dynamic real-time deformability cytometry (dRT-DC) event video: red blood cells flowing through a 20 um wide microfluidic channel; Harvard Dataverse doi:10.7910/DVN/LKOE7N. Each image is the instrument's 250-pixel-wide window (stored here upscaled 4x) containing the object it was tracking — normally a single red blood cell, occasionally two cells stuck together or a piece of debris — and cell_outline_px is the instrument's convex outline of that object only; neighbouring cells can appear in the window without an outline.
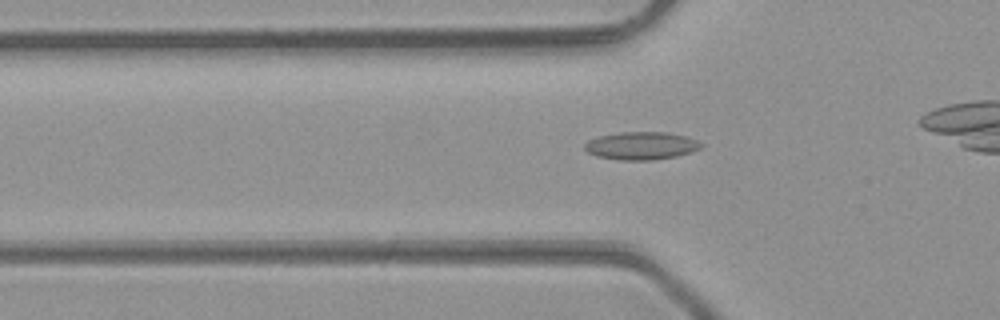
{"species": "common noctule bat (a hibernating species)", "species_latin": "Nyctalus noctula", "temperature_condition": "room temperature", "stored_images_in_passage": 33, "camera_frame_rate_fps": 3000, "um_per_image_px": 0.085, "animal": {"sex": "male", "body_mass_g": 23.1, "forearm_length_mm": 52.7}, "frame": {"image": 1, "passage_image": 11, "time_ms": 3.333, "image_size_px": [1000, 320], "cell_outline_px": [[704, 144], [700, 148], [692, 152], [676, 156], [652, 160], [620, 160], [596, 156], [588, 152], [584, 148], [584, 144], [588, 140], [600, 136], [620, 132], [668, 132], [684, 136], [696, 140]], "centroid_in_image_um": [54.5, 12.39], "position_along_channel_um": 71.3, "area_um2": 18.84}}
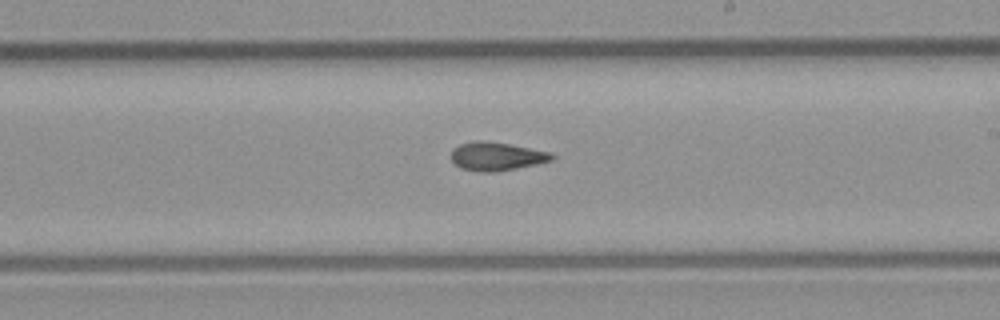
{"frame": {"image": 2, "passage_image": 23, "time_ms": 7.333, "image_size_px": [1000, 320], "cell_outline_px": [[556, 156], [552, 160], [536, 164], [496, 172], [476, 172], [460, 168], [452, 160], [452, 148], [460, 144], [476, 140], [480, 140], [508, 144], [552, 152]], "centroid_in_image_um": [42.2, 13.29], "position_along_channel_um": 246.8, "area_um2": 16.7}}
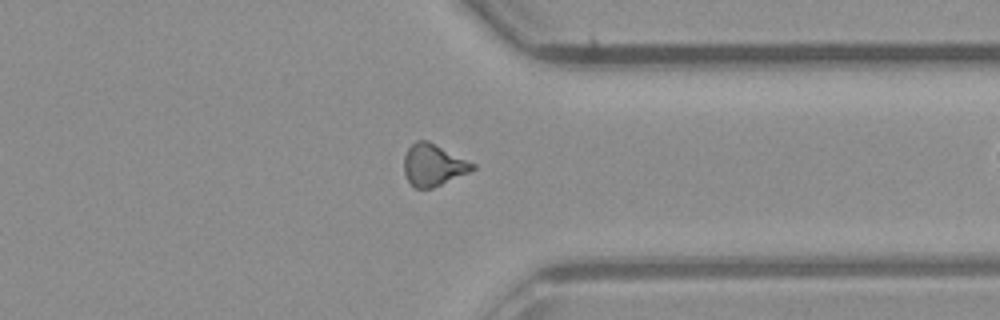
{"frame": {"image": 3, "passage_image": 32, "time_ms": 10.333, "image_size_px": [1000, 320], "cell_outline_px": [[476, 168], [468, 172], [432, 188], [416, 188], [408, 180], [404, 172], [404, 156], [408, 148], [416, 140], [428, 140], [476, 164]], "centroid_in_image_um": [36.82, 14.0], "position_along_channel_um": 374.6, "area_um2": 16.53}}